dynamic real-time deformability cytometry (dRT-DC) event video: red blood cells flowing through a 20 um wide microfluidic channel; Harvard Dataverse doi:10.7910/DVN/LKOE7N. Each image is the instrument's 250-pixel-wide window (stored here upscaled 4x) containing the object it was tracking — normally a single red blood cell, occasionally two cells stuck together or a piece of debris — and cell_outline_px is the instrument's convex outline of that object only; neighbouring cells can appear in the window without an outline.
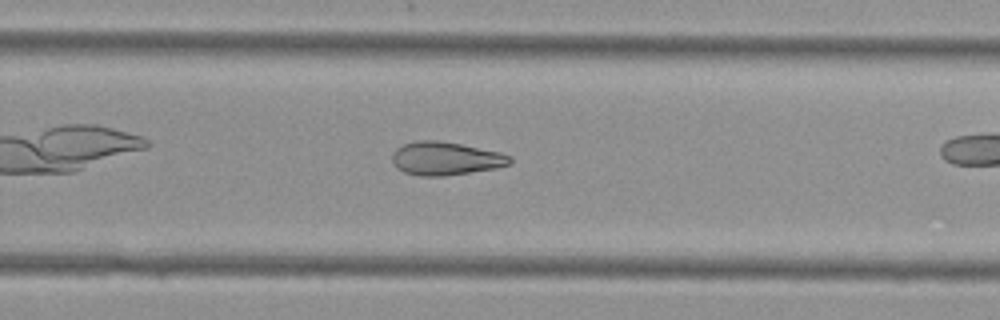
{"species": "Egyptian fruit bat (a non-hibernating species)", "species_latin": "Rousettus aegyptiacus", "temperature_condition": "cold", "stored_images_in_passage": 22, "camera_frame_rate_fps": 3000, "um_per_image_px": 0.085, "animal": {"sex": "female"}, "frame": {"image": 1, "passage_image": 16, "time_ms": 5.0, "image_size_px": [1000, 320], "cell_outline_px": [[512, 160], [508, 164], [496, 168], [444, 176], [420, 176], [404, 172], [396, 168], [392, 160], [392, 152], [396, 148], [404, 144], [416, 140], [440, 140], [500, 152], [512, 156]], "centroid_in_image_um": [37.84, 13.47], "position_along_channel_um": 292.0, "area_um2": 22.89}}